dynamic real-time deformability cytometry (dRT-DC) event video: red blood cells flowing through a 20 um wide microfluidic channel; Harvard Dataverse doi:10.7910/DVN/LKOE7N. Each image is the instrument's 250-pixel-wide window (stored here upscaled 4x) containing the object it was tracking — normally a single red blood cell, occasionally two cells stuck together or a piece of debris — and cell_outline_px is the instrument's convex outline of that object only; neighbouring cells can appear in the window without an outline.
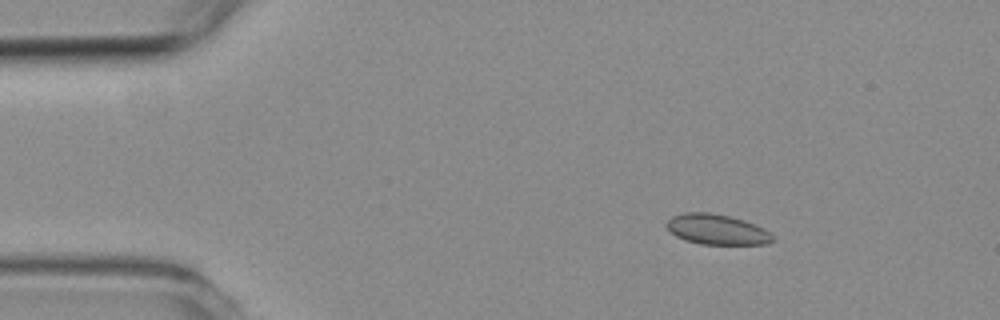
{"species": "common noctule bat (a hibernating species)", "species_latin": "Nyctalus noctula", "temperature_condition": "room temperature", "stored_images_in_passage": 3, "camera_frame_rate_fps": 3000, "um_per_image_px": 0.085, "animal": {"sex": "female", "body_mass_g": 19.3, "forearm_length_mm": 54.1}, "frame": {"image": 1, "passage_image": 1, "time_ms": 0.0, "image_size_px": [1000, 320], "cell_outline_px": [[776, 240], [768, 244], [700, 244], [684, 240], [676, 236], [664, 224], [672, 216], [684, 212], [708, 212], [728, 216], [744, 220], [764, 228], [776, 236]], "centroid_in_image_um": [60.97, 19.51], "position_along_channel_um": 24.0, "area_um2": 18.9}}